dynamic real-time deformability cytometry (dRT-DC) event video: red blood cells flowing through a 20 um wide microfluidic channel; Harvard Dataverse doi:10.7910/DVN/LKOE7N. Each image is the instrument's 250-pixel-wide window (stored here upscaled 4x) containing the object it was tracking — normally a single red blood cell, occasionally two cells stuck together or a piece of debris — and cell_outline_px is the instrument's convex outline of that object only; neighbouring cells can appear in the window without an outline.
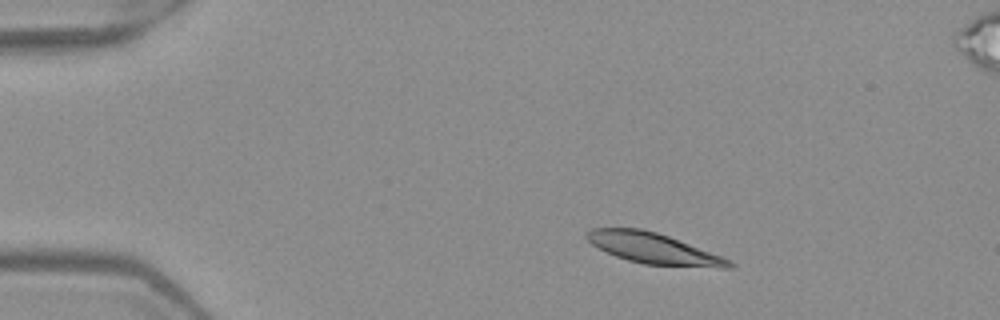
{"species": "Egyptian fruit bat (a non-hibernating species)", "species_latin": "Rousettus aegyptiacus", "temperature_condition": "warm", "stored_images_in_passage": 4, "camera_frame_rate_fps": 3000, "um_per_image_px": 0.085, "frame": {"image": 1, "passage_image": 2, "time_ms": 0.333, "image_size_px": [1000, 320], "cell_outline_px": [[736, 268], [720, 268], [644, 264], [628, 260], [616, 256], [592, 244], [584, 236], [584, 232], [592, 228], [640, 228], [656, 232], [668, 236], [720, 256], [736, 264]], "centroid_in_image_um": [55.53, 21.11], "position_along_channel_um": 29.5, "area_um2": 25.2}}